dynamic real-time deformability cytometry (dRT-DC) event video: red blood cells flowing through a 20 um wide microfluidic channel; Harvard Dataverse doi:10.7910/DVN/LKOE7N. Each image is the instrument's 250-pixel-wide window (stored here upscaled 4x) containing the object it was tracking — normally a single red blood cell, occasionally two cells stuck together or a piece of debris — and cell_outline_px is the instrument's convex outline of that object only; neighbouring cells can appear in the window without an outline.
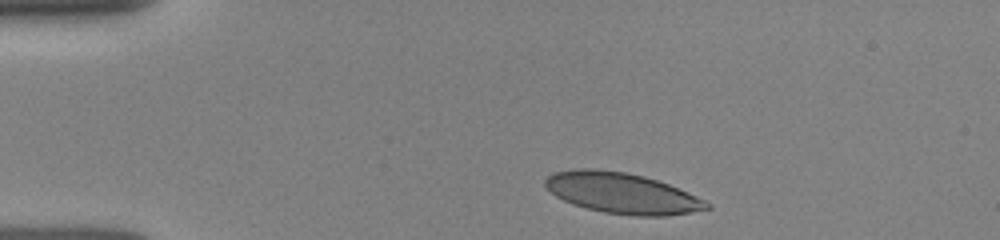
{"species": "human", "species_latin": "Homo sapiens", "temperature_condition": "room temperature", "stored_images_in_passage": 13, "camera_frame_rate_fps": 3000, "um_per_image_px": 0.085, "donor": {"sex": "female"}, "frame": {"image": 1, "passage_image": 1, "time_ms": 0.0, "image_size_px": [1000, 240], "cell_outline_px": [[712, 208], [668, 216], [636, 216], [604, 212], [588, 208], [564, 200], [556, 196], [544, 184], [544, 180], [552, 172], [572, 168], [592, 168], [628, 172], [644, 176], [668, 184], [704, 200], [712, 204]], "centroid_in_image_um": [52.85, 16.4], "position_along_channel_um": 32.1, "area_um2": 38.21}}
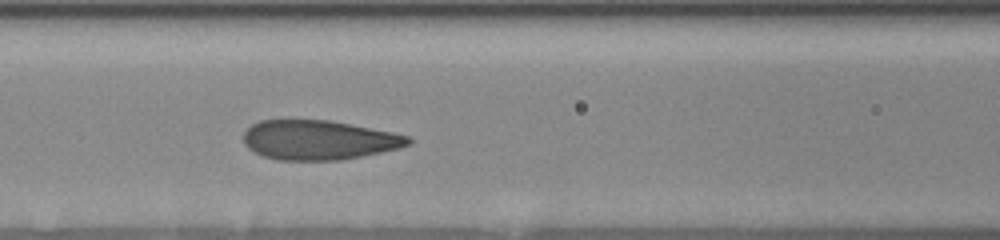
{"frame": {"image": 2, "passage_image": 8, "time_ms": 4.0, "image_size_px": [1000, 240], "cell_outline_px": [[412, 140], [408, 144], [400, 148], [340, 160], [276, 160], [264, 156], [248, 148], [244, 144], [244, 132], [252, 124], [260, 120], [328, 120], [392, 132], [408, 136]], "centroid_in_image_um": [27.07, 11.9], "position_along_channel_um": 139.5, "area_um2": 37.63}}
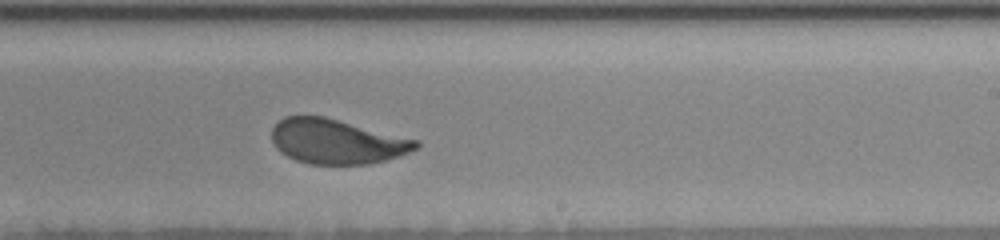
{"frame": {"image": 3, "passage_image": 13, "time_ms": 7.0, "image_size_px": [1000, 240], "cell_outline_px": [[420, 144], [416, 148], [408, 152], [384, 160], [368, 164], [308, 164], [296, 160], [280, 152], [276, 148], [272, 140], [272, 128], [284, 116], [324, 116], [420, 140]], "centroid_in_image_um": [28.61, 12.02], "position_along_channel_um": 260.4, "area_um2": 37.45}}